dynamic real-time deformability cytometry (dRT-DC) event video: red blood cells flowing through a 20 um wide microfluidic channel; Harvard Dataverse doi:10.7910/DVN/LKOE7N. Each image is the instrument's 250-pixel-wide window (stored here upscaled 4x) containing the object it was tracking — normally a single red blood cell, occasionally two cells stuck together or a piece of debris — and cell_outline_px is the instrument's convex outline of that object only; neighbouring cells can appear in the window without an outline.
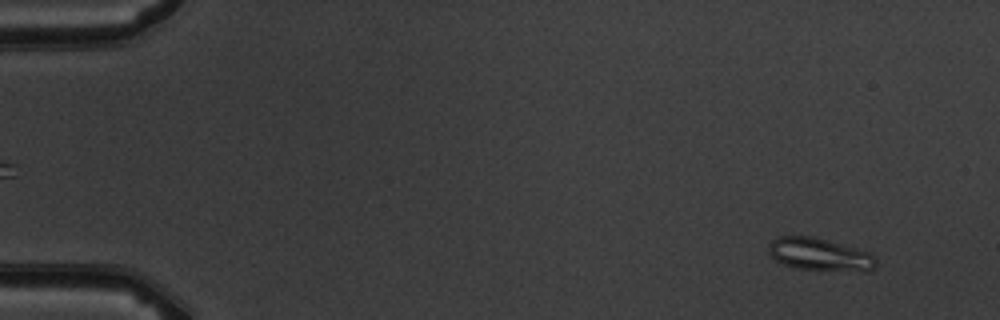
{"species": "common noctule bat (a hibernating species)", "species_latin": "Nyctalus noctula", "temperature_condition": "warm", "stored_images_in_passage": 5, "camera_frame_rate_fps": 3000, "um_per_image_px": 0.085, "animal": {"sex": "male", "body_mass_g": 19.5, "forearm_length_mm": 54.6}, "frame": {"image": 1, "passage_image": 1, "time_ms": 0.0, "image_size_px": [1000, 320], "cell_outline_px": [[876, 264], [868, 272], [860, 272], [796, 268], [784, 264], [776, 260], [768, 252], [768, 248], [772, 240], [780, 236], [812, 236], [868, 252], [876, 260]], "centroid_in_image_um": [69.67, 21.64], "position_along_channel_um": 15.3, "area_um2": 20.17}}